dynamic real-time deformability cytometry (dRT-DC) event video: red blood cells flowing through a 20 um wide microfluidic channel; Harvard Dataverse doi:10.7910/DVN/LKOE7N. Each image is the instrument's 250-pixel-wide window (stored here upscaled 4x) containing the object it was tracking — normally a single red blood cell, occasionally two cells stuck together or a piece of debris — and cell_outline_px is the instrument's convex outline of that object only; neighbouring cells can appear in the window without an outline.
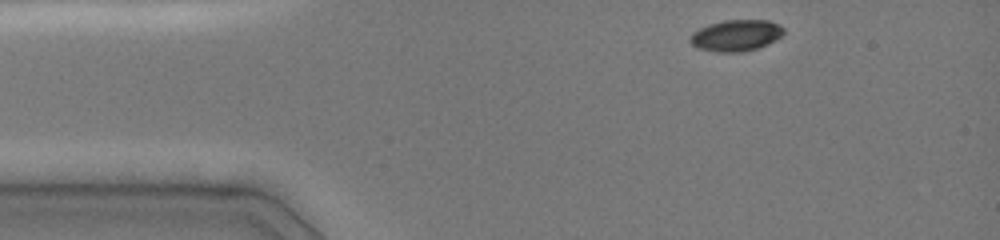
{"species": "common noctule bat (a hibernating species)", "species_latin": "Nyctalus noctula", "temperature_condition": "cold", "stored_images_in_passage": 36, "camera_frame_rate_fps": 3000, "um_per_image_px": 0.085, "animal": {"sex": "female", "body_mass_g": 19.0, "forearm_length_mm": 51.5}, "frame": {"image": 1, "passage_image": 1, "time_ms": 0.0, "image_size_px": [1000, 240], "cell_outline_px": [[784, 32], [776, 40], [768, 44], [744, 52], [716, 52], [696, 48], [688, 40], [692, 32], [708, 24], [724, 20], [768, 20], [784, 28]], "centroid_in_image_um": [62.53, 3.02], "position_along_channel_um": 22.5, "area_um2": 17.17}}
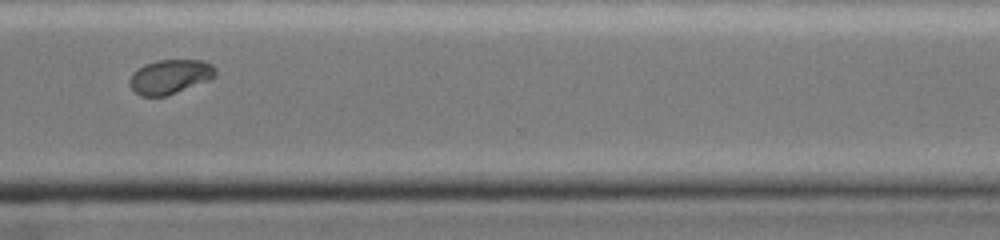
{"frame": {"image": 2, "passage_image": 30, "time_ms": 9.667, "image_size_px": [1000, 240], "cell_outline_px": [[216, 72], [208, 80], [164, 96], [140, 96], [128, 84], [128, 80], [132, 72], [136, 68], [144, 64], [156, 60], [200, 60], [212, 64], [216, 68]], "centroid_in_image_um": [14.38, 6.5], "position_along_channel_um": 356.2, "area_um2": 17.05}}
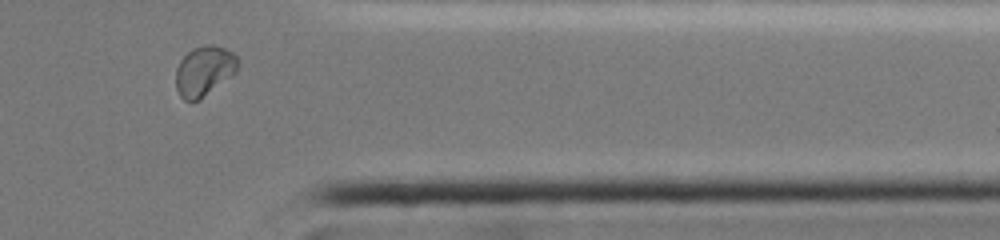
{"frame": {"image": 3, "passage_image": 33, "time_ms": 10.667, "image_size_px": [1000, 240], "cell_outline_px": [[236, 72], [200, 100], [192, 104], [184, 100], [180, 96], [176, 88], [176, 68], [180, 60], [192, 48], [204, 44], [212, 44], [224, 48], [232, 52], [236, 56]], "centroid_in_image_um": [17.31, 6.05], "position_along_channel_um": 394.1, "area_um2": 18.15}, "authors_computed_cell_mechanics": {"area_um2": 17.629, "velocity_mm_per_s": 4.0652, "shape_relaxation_time_tau1_ms": 5.1163, "shape_relaxation_time_tau2_ms": null, "deformation_change_tau1": 0.1633, "deformation_change_tau2": null}}